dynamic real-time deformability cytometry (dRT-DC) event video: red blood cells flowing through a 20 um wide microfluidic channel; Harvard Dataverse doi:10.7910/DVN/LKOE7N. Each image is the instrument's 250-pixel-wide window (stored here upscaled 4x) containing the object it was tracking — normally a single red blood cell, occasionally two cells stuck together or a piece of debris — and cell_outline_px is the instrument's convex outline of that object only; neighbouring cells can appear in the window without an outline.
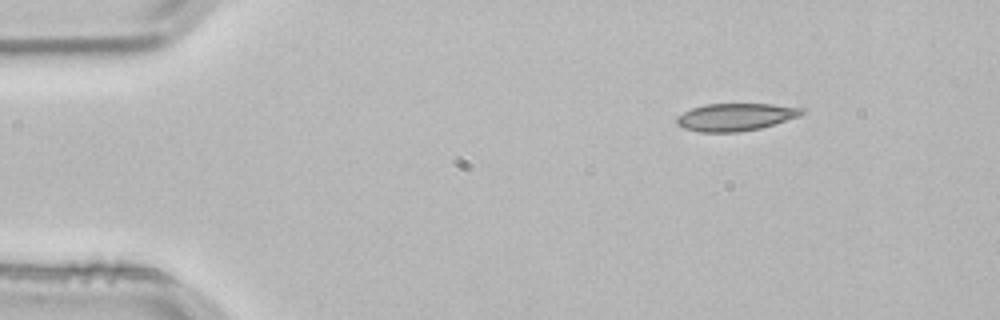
{"species": "common noctule bat (a hibernating species)", "species_latin": "Nyctalus noctula", "temperature_condition": "room temperature", "stored_images_in_passage": 4, "segment_of_instrument_passage": [2, 2], "camera_frame_rate_fps": 3000, "um_per_image_px": 0.085, "animal": {"sex": "male", "body_mass_g": 21.5, "forearm_length_mm": 52.0}, "frame": {"image": 1, "passage_image": 4, "time_ms": 1.0, "image_size_px": [1000, 320], "cell_outline_px": [[804, 112], [800, 116], [760, 128], [736, 132], [700, 132], [684, 128], [676, 124], [676, 116], [692, 108], [704, 104], [772, 104], [804, 108]], "centroid_in_image_um": [62.5, 9.94], "position_along_channel_um": 22.5, "area_um2": 20.0}}